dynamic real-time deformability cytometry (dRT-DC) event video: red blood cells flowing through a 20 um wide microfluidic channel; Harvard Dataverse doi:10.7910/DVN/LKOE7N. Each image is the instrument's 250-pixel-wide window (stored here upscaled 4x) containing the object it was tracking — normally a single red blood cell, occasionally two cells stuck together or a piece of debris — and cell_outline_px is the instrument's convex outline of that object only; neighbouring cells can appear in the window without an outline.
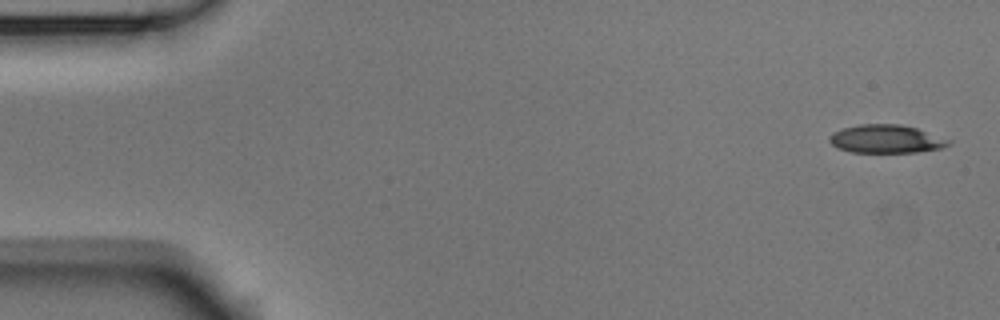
{"species": "Egyptian fruit bat (a non-hibernating species)", "species_latin": "Rousettus aegyptiacus", "temperature_condition": "room temperature", "stored_images_in_passage": 5, "camera_frame_rate_fps": 3000, "um_per_image_px": 0.085, "animal": {"sex": "male"}, "frame": {"image": 1, "passage_image": 1, "time_ms": 0.0, "image_size_px": [1000, 320], "cell_outline_px": [[952, 144], [940, 148], [916, 152], [852, 152], [836, 148], [828, 140], [828, 136], [832, 132], [844, 128], [860, 124], [900, 124], [916, 128], [952, 140]], "centroid_in_image_um": [75.3, 11.81], "position_along_channel_um": 9.7, "area_um2": 19.65}}
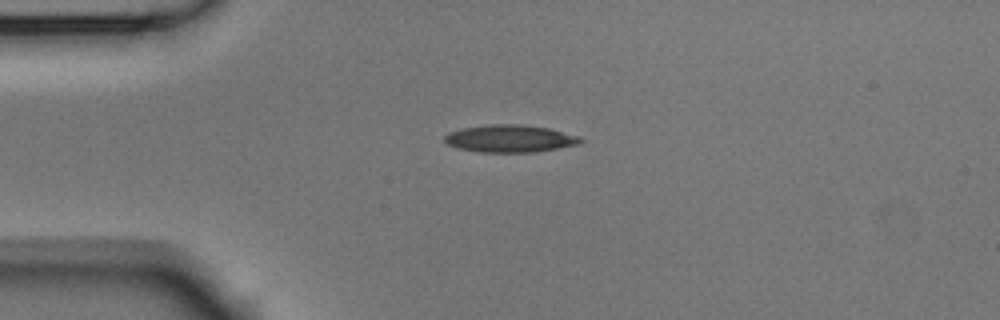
{"frame": {"image": 2, "passage_image": 4, "time_ms": 1.0, "image_size_px": [1000, 320], "cell_outline_px": [[584, 140], [580, 144], [536, 152], [480, 152], [456, 148], [448, 144], [444, 140], [444, 136], [448, 132], [464, 128], [488, 124], [520, 124], [548, 128], [580, 136]], "centroid_in_image_um": [43.35, 11.78], "position_along_channel_um": 41.6, "area_um2": 21.79}}